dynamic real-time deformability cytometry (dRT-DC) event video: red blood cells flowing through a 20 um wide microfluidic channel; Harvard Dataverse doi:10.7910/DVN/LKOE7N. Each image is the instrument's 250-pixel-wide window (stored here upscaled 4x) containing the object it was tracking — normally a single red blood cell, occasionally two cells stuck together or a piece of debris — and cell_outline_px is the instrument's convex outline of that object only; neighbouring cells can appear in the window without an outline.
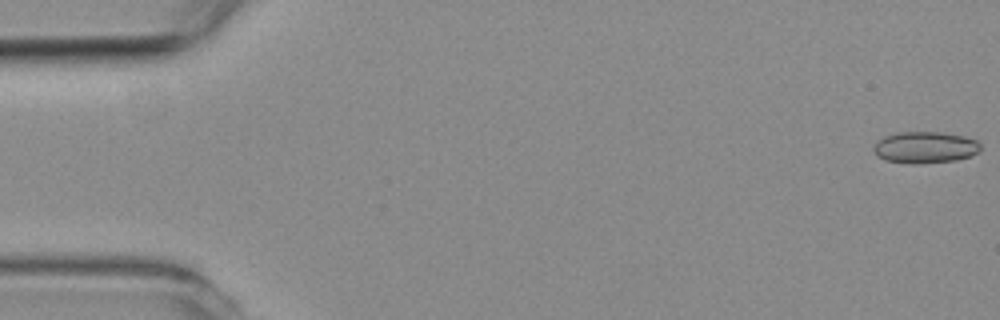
{"species": "common noctule bat (a hibernating species)", "species_latin": "Nyctalus noctula", "temperature_condition": "room temperature", "stored_images_in_passage": 55, "camera_frame_rate_fps": 3000, "um_per_image_px": 0.085, "animal": {"sex": "female", "body_mass_g": 19.3, "forearm_length_mm": 54.1}, "frame": {"image": 1, "passage_image": 1, "time_ms": 0.0, "image_size_px": [1000, 320], "cell_outline_px": [[980, 152], [956, 160], [920, 164], [908, 164], [884, 160], [876, 156], [872, 148], [876, 140], [884, 136], [896, 132], [944, 132], [964, 136], [976, 140], [980, 144]], "centroid_in_image_um": [78.58, 12.53], "position_along_channel_um": 6.4, "area_um2": 20.06}}
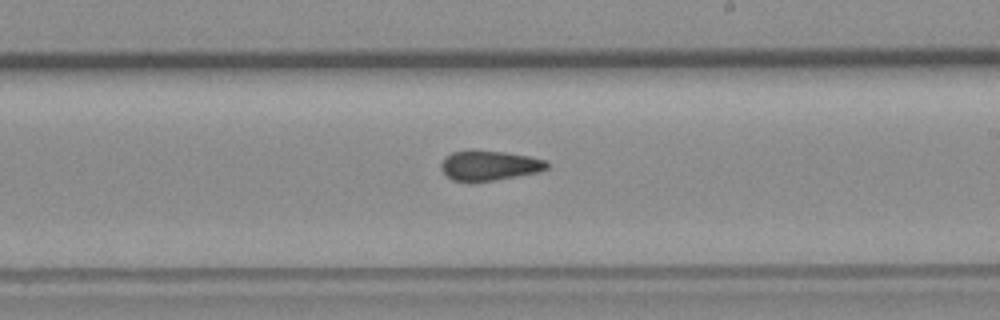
{"frame": {"image": 2, "passage_image": 32, "time_ms": 10.333, "image_size_px": [1000, 320], "cell_outline_px": [[548, 168], [540, 172], [492, 180], [452, 180], [440, 168], [440, 164], [444, 156], [452, 152], [508, 152], [548, 160]], "centroid_in_image_um": [41.64, 14.07], "position_along_channel_um": 247.4, "area_um2": 17.86}}
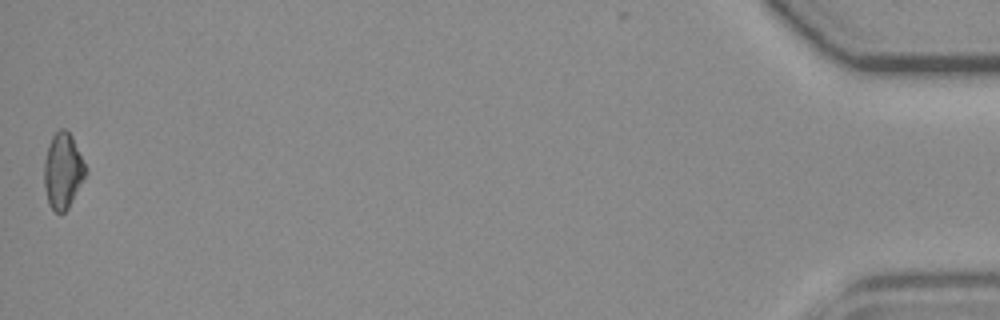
{"frame": {"image": 3, "passage_image": 55, "time_ms": 18.0, "image_size_px": [1000, 320], "cell_outline_px": [[84, 176], [68, 208], [64, 212], [56, 212], [48, 204], [44, 188], [44, 160], [48, 144], [52, 136], [60, 128], [64, 128], [72, 136], [84, 164]], "centroid_in_image_um": [5.29, 14.5], "position_along_channel_um": 429.9, "area_um2": 17.8}, "authors_computed_cell_mechanics": {"area_um2": 18.785, "velocity_mm_per_s": 3.7409, "shape_relaxation_time_tau1_ms": null, "shape_relaxation_time_tau2_ms": 2.581, "deformation_change_tau1": null, "deformation_change_tau2": 0.0942}}